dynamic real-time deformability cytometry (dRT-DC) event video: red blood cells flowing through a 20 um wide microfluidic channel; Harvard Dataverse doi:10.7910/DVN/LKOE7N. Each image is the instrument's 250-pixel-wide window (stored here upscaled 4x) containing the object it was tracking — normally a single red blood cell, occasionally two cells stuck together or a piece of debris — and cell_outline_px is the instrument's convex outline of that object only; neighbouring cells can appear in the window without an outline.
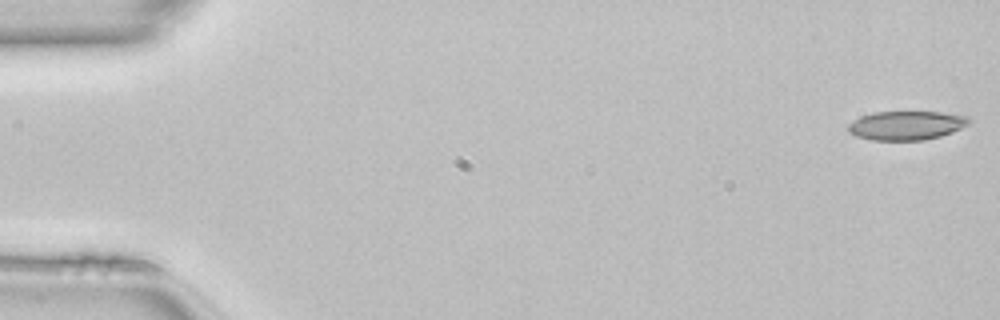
{"species": "common noctule bat (a hibernating species)", "species_latin": "Nyctalus noctula", "temperature_condition": "room temperature", "stored_images_in_passage": 49, "camera_frame_rate_fps": 3000, "um_per_image_px": 0.085, "animal": {"sex": "female", "body_mass_g": 22.7, "forearm_length_mm": 54.2}, "frame": {"image": 1, "passage_image": 1, "time_ms": 0.0, "image_size_px": [1000, 320], "cell_outline_px": [[972, 124], [952, 132], [940, 136], [924, 140], [872, 140], [856, 136], [848, 132], [848, 124], [860, 116], [872, 112], [940, 112], [968, 116], [972, 120]], "centroid_in_image_um": [77.07, 10.66], "position_along_channel_um": 7.9, "area_um2": 20.58}}
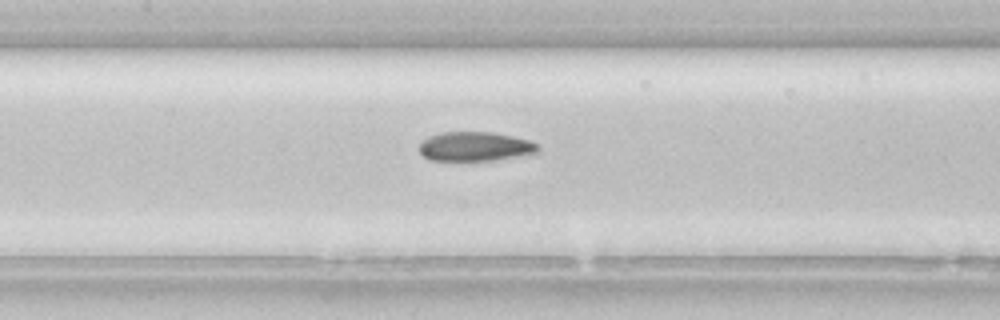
{"frame": {"image": 2, "passage_image": 23, "time_ms": 7.333, "image_size_px": [1000, 320], "cell_outline_px": [[540, 148], [536, 152], [496, 160], [428, 160], [420, 152], [420, 144], [428, 136], [440, 132], [492, 132], [512, 136], [528, 140], [536, 144]], "centroid_in_image_um": [40.34, 12.44], "position_along_channel_um": 167.1, "area_um2": 20.0}}
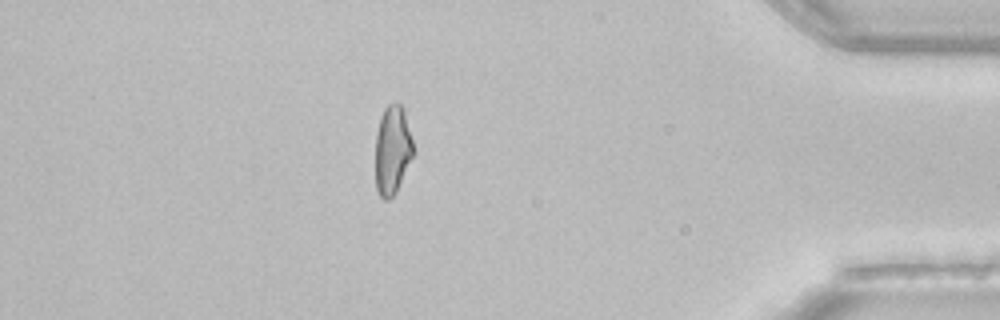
{"frame": {"image": 3, "passage_image": 43, "time_ms": 14.0, "image_size_px": [1000, 320], "cell_outline_px": [[416, 152], [396, 192], [388, 200], [384, 200], [380, 196], [376, 188], [376, 132], [380, 116], [384, 108], [388, 104], [400, 104], [404, 112]], "centroid_in_image_um": [33.37, 12.77], "position_along_channel_um": 401.8, "area_um2": 19.77}, "authors_computed_cell_mechanics": {"area_um2": 20.5768, "velocity_mm_per_s": 4.1708, "shape_relaxation_time_tau1_ms": null, "shape_relaxation_time_tau2_ms": 4.1413, "deformation_change_tau1": null, "deformation_change_tau2": 0.111}}